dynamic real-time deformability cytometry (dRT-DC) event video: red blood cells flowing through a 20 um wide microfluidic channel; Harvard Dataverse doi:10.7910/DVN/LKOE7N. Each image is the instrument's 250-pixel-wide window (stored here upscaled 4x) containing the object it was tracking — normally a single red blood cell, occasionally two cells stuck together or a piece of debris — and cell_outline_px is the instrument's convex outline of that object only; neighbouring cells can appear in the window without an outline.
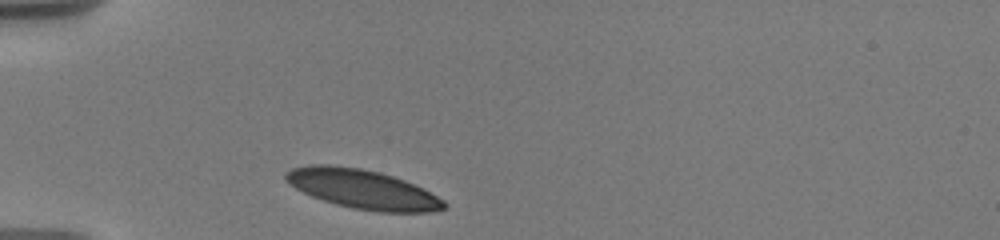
{"species": "human", "species_latin": "Homo sapiens", "temperature_condition": "warm", "stored_images_in_passage": 2, "camera_frame_rate_fps": 3000, "um_per_image_px": 0.085, "donor": {"sex": "male"}, "frame": {"image": 1, "passage_image": 1, "time_ms": 0.0, "image_size_px": [1000, 240], "cell_outline_px": [[448, 208], [432, 212], [380, 212], [352, 208], [336, 204], [312, 196], [296, 188], [284, 180], [284, 172], [292, 168], [308, 164], [328, 164], [360, 168], [380, 172], [404, 180], [444, 200], [448, 204]], "centroid_in_image_um": [30.8, 16.07], "position_along_channel_um": 54.2, "area_um2": 36.13}}